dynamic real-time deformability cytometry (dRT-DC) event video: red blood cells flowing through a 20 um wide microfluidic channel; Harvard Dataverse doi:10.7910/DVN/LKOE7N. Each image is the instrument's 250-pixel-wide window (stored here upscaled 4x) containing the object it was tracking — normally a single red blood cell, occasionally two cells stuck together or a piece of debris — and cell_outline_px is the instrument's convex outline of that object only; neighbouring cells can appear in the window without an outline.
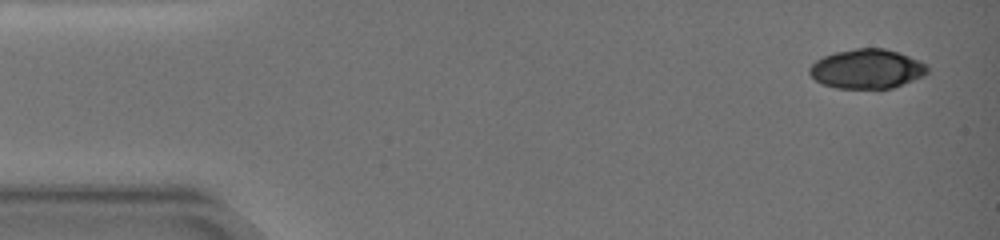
{"species": "common noctule bat (a hibernating species)", "species_latin": "Nyctalus noctula", "temperature_condition": "warm", "stored_images_in_passage": 8, "camera_frame_rate_fps": 3000, "um_per_image_px": 0.085, "animal": {"sex": "female", "body_mass_g": 19.0, "forearm_length_mm": 51.5}, "frame": {"image": 1, "passage_image": 1, "time_ms": 0.0, "image_size_px": [1000, 240], "cell_outline_px": [[928, 72], [924, 76], [892, 88], [836, 88], [824, 84], [816, 80], [808, 72], [808, 68], [816, 60], [824, 56], [836, 52], [856, 48], [884, 48], [920, 60], [928, 64]], "centroid_in_image_um": [73.7, 5.85], "position_along_channel_um": 11.3, "area_um2": 26.99}}
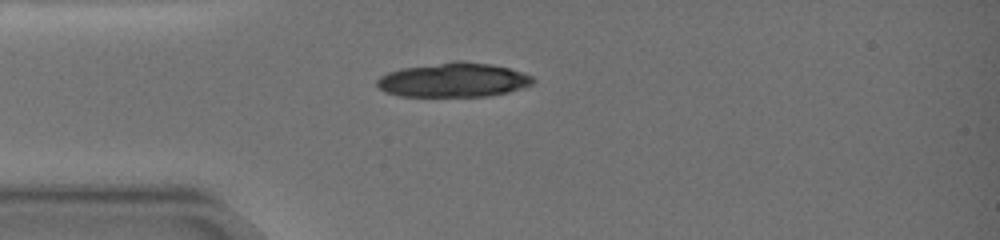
{"frame": {"image": 2, "passage_image": 7, "time_ms": 4.0, "image_size_px": [1000, 240], "cell_outline_px": [[536, 80], [532, 84], [508, 92], [488, 96], [400, 96], [384, 92], [376, 84], [376, 80], [380, 76], [388, 72], [400, 68], [452, 60], [460, 60], [492, 64], [524, 72], [532, 76]], "centroid_in_image_um": [38.53, 6.78], "position_along_channel_um": 46.5, "area_um2": 31.5}}